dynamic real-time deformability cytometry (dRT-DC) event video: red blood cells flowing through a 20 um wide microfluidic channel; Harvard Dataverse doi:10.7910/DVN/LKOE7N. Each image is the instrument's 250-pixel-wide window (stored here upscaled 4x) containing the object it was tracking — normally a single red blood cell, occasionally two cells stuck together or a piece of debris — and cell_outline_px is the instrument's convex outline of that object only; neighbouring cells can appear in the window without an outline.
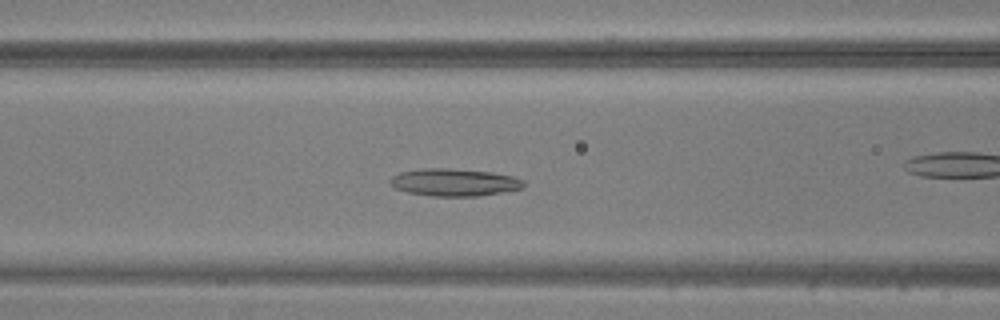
{"species": "common noctule bat (a hibernating species)", "species_latin": "Nyctalus noctula", "temperature_condition": "warm", "stored_images_in_passage": 50, "camera_frame_rate_fps": 3000, "um_per_image_px": 0.085, "animal": {"sex": "male", "body_mass_g": 20.5, "forearm_length_mm": 52.5}, "frame": {"image": 1, "passage_image": 20, "time_ms": 6.333, "image_size_px": [1000, 320], "cell_outline_px": [[524, 188], [508, 192], [480, 196], [432, 196], [408, 192], [396, 188], [388, 180], [392, 176], [400, 172], [420, 168], [448, 168], [492, 172], [512, 176], [524, 180]], "centroid_in_image_um": [38.65, 15.5], "position_along_channel_um": 127.9, "area_um2": 21.56}}
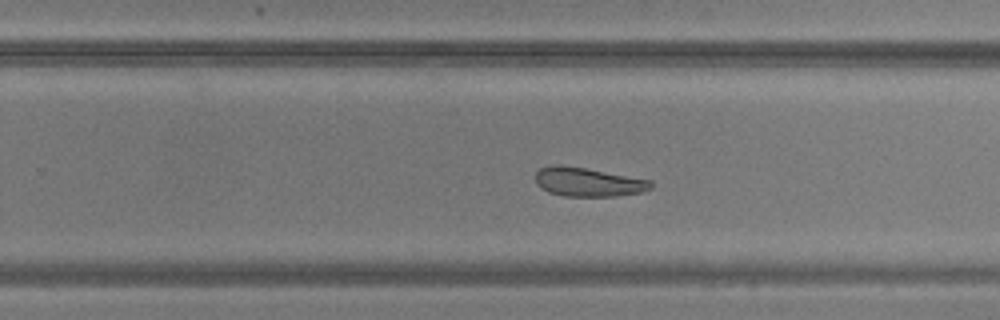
{"frame": {"image": 2, "passage_image": 31, "time_ms": 10.0, "image_size_px": [1000, 320], "cell_outline_px": [[652, 188], [640, 192], [616, 196], [564, 196], [548, 192], [540, 188], [536, 184], [536, 172], [540, 168], [552, 164], [560, 164], [584, 168], [652, 180]], "centroid_in_image_um": [49.95, 15.47], "position_along_channel_um": 279.9, "area_um2": 19.48}}
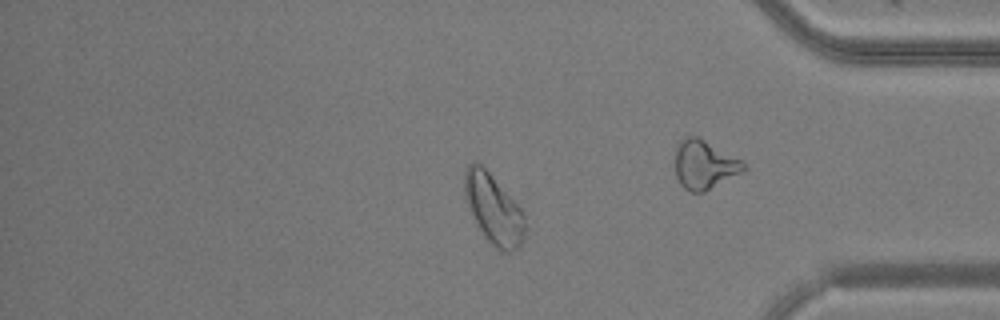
{"frame": {"image": 3, "passage_image": 41, "time_ms": 13.333, "image_size_px": [1000, 320], "cell_outline_px": [[528, 228], [520, 244], [516, 248], [508, 252], [504, 252], [496, 248], [484, 236], [472, 216], [468, 208], [464, 196], [464, 172], [468, 164], [480, 164], [488, 172], [520, 208], [524, 216]], "centroid_in_image_um": [41.94, 17.8], "position_along_channel_um": 393.3, "area_um2": 24.22}}